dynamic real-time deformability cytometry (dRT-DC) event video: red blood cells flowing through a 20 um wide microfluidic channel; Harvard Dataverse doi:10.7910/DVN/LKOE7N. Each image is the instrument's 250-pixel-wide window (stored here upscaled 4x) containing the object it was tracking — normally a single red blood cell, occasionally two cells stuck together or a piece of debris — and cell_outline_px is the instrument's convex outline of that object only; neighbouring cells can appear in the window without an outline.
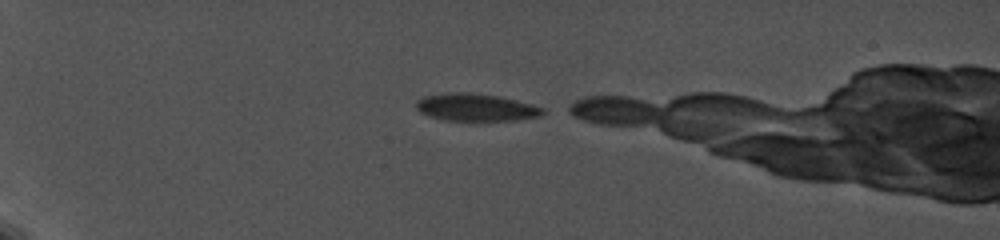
{"species": "common noctule bat (a hibernating species)", "species_latin": "Nyctalus noctula", "temperature_condition": "cold", "stored_images_in_passage": 7, "camera_frame_rate_fps": 5000, "um_per_image_px": 0.085, "animal": {"sex": "female", "body_mass_g": 19.0, "forearm_length_mm": 56.7}, "frame": {"image": 1, "passage_image": 1, "time_ms": 0.0, "image_size_px": [1000, 240], "cell_outline_px": [[548, 112], [540, 116], [516, 120], [444, 120], [428, 116], [420, 112], [416, 108], [416, 100], [424, 96], [448, 92], [468, 92], [500, 96], [532, 104], [544, 108]], "centroid_in_image_um": [40.46, 9.12], "position_along_channel_um": 44.5, "area_um2": 20.4}}